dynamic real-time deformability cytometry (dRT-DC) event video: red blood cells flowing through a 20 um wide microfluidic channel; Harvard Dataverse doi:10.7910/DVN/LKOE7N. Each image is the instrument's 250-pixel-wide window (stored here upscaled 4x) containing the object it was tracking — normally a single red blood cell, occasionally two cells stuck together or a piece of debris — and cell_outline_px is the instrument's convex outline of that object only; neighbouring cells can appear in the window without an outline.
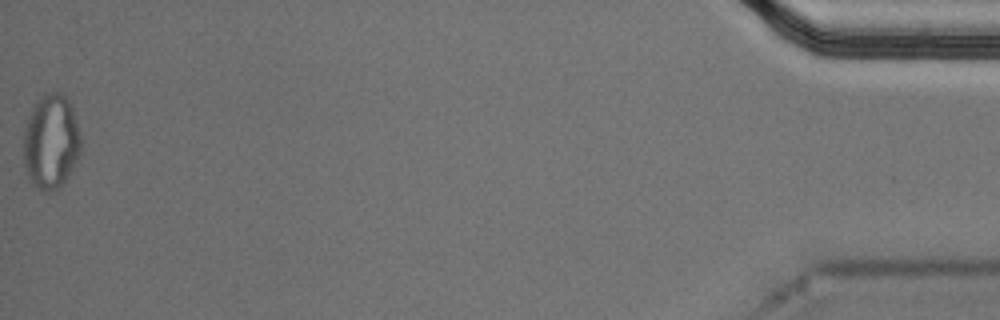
{"species": "Egyptian fruit bat (a non-hibernating species)", "species_latin": "Rousettus aegyptiacus", "temperature_condition": "cold", "stored_images_in_passage": 39, "segment_of_instrument_passage": [2, 2], "camera_frame_rate_fps": 3000, "um_per_image_px": 0.085, "animal": {"sex": "male"}, "frame": {"image": 1, "passage_image": 39, "time_ms": 12.667, "image_size_px": [1000, 320], "cell_outline_px": [[80, 156], [64, 180], [56, 188], [48, 192], [44, 192], [28, 176], [24, 164], [24, 128], [28, 116], [36, 100], [44, 92], [60, 92], [68, 100], [72, 108], [80, 132]], "centroid_in_image_um": [4.33, 11.98], "position_along_channel_um": 430.9, "area_um2": 31.33}}